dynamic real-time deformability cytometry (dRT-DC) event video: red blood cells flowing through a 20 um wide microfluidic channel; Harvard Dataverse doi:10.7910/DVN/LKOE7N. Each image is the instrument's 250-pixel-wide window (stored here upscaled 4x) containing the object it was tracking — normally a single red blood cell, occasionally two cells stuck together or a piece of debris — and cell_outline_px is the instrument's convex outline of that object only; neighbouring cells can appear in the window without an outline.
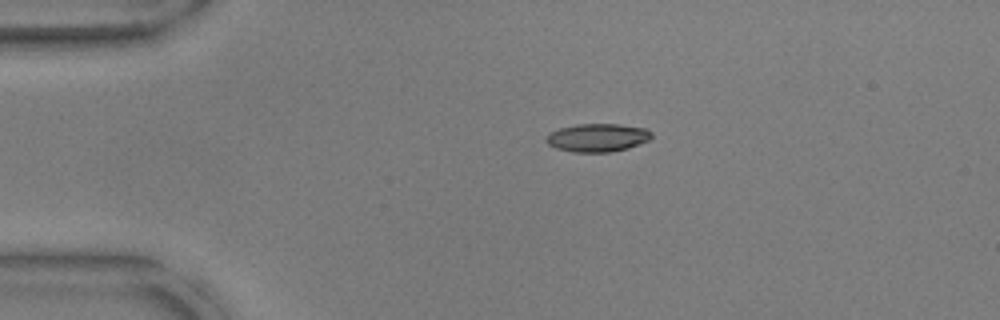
{"species": "common noctule bat (a hibernating species)", "species_latin": "Nyctalus noctula", "temperature_condition": "warm", "stored_images_in_passage": 43, "camera_frame_rate_fps": 3000, "um_per_image_px": 0.085, "animal": {"sex": "male", "body_mass_g": 17.9, "forearm_length_mm": 54.2}, "frame": {"image": 1, "passage_image": 1, "time_ms": 0.0, "image_size_px": [1000, 320], "cell_outline_px": [[652, 136], [648, 140], [628, 148], [612, 152], [572, 152], [556, 148], [548, 144], [544, 140], [552, 132], [560, 128], [576, 124], [620, 124], [644, 128], [652, 132]], "centroid_in_image_um": [50.79, 11.7], "position_along_channel_um": 34.2, "area_um2": 17.22}}
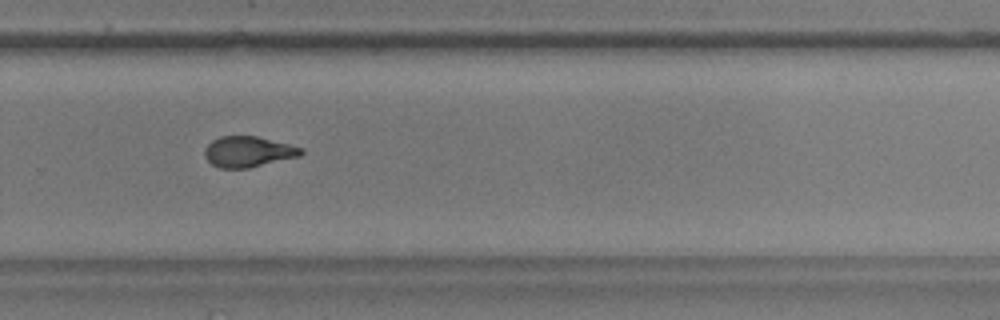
{"frame": {"image": 2, "passage_image": 26, "time_ms": 8.333, "image_size_px": [1000, 320], "cell_outline_px": [[304, 152], [300, 156], [248, 168], [220, 168], [212, 164], [204, 156], [204, 148], [212, 140], [220, 136], [256, 136], [304, 148]], "centroid_in_image_um": [21.08, 12.89], "position_along_channel_um": 308.7, "area_um2": 17.22}}
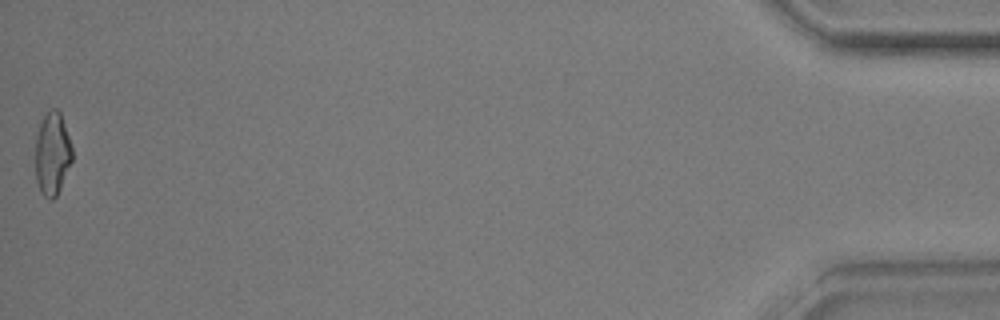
{"frame": {"image": 3, "passage_image": 43, "time_ms": 14.0, "image_size_px": [1000, 320], "cell_outline_px": [[72, 160], [60, 188], [56, 196], [52, 200], [48, 200], [40, 192], [36, 180], [36, 136], [40, 124], [44, 116], [52, 108], [56, 108], [60, 112], [72, 148]], "centroid_in_image_um": [4.44, 13.1], "position_along_channel_um": 430.8, "area_um2": 17.57}, "authors_computed_cell_mechanics": {"area_um2": 17.8024, "velocity_mm_per_s": 3.8032, "shape_relaxation_time_tau1_ms": 7.427, "shape_relaxation_time_tau2_ms": 1.8364, "deformation_change_tau1": 0.1969, "deformation_change_tau2": 0.0876}}